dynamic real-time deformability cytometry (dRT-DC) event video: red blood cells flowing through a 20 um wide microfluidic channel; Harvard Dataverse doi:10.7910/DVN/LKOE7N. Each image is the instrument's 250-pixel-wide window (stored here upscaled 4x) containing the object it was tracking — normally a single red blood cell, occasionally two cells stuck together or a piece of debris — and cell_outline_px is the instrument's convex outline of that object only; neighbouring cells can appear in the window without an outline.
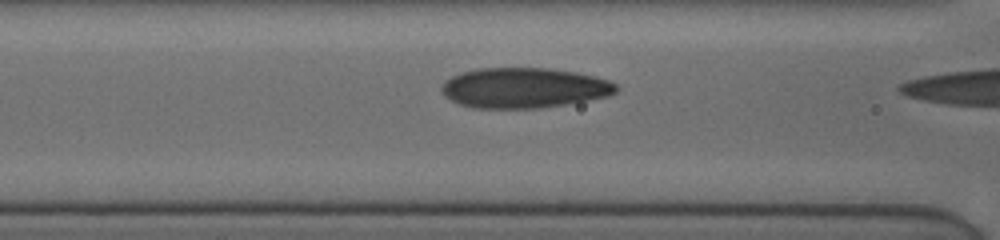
{"species": "human", "species_latin": "Homo sapiens", "temperature_condition": "cold", "stored_images_in_passage": 20, "camera_frame_rate_fps": 3000, "um_per_image_px": 0.085, "donor": {"sex": "female"}, "frame": {"image": 1, "passage_image": 19, "time_ms": 4.667, "image_size_px": [1000, 240], "cell_outline_px": [[620, 88], [616, 92], [608, 96], [588, 100], [564, 104], [536, 108], [472, 108], [460, 104], [444, 96], [440, 92], [440, 88], [444, 80], [452, 76], [476, 68], [548, 68], [576, 72], [608, 80], [616, 84]], "centroid_in_image_um": [44.51, 7.47], "position_along_channel_um": 122.1, "area_um2": 40.98}}